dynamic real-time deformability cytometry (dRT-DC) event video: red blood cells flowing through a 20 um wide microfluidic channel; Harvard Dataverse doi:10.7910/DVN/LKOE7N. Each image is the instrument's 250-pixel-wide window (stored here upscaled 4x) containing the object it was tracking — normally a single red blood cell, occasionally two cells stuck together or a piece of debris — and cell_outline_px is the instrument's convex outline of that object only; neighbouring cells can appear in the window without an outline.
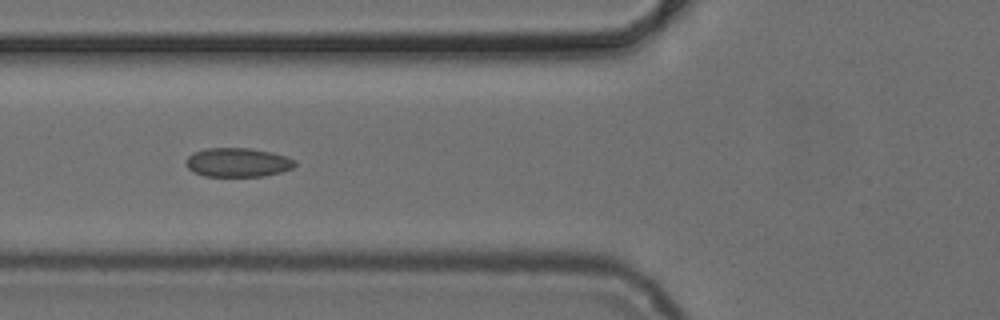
{"species": "common noctule bat (a hibernating species)", "species_latin": "Nyctalus noctula", "temperature_condition": "cold", "stored_images_in_passage": 6, "camera_frame_rate_fps": 3000, "um_per_image_px": 0.085, "animal": {"sex": "female", "body_mass_g": 24.6, "forearm_length_mm": 56.2}, "frame": {"image": 1, "passage_image": 5, "time_ms": 5.333, "image_size_px": [1000, 320], "cell_outline_px": [[296, 164], [292, 168], [280, 172], [264, 176], [204, 176], [192, 172], [184, 164], [184, 160], [192, 152], [208, 148], [252, 148], [272, 152], [288, 156], [296, 160]], "centroid_in_image_um": [20.18, 13.8], "position_along_channel_um": 105.6, "area_um2": 18.73}}
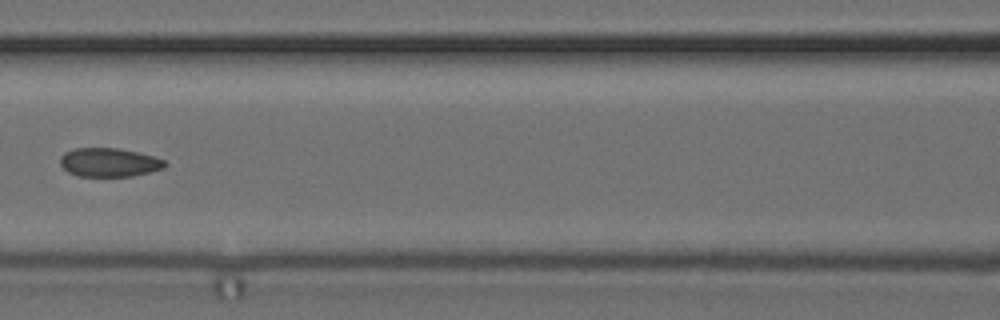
{"frame": {"image": 2, "passage_image": 6, "time_ms": 6.667, "image_size_px": [1000, 320], "cell_outline_px": [[168, 164], [164, 168], [132, 176], [80, 176], [68, 172], [60, 164], [60, 156], [64, 152], [76, 148], [120, 148], [152, 156], [164, 160]], "centroid_in_image_um": [9.26, 13.8], "position_along_channel_um": 157.3, "area_um2": 17.46}}